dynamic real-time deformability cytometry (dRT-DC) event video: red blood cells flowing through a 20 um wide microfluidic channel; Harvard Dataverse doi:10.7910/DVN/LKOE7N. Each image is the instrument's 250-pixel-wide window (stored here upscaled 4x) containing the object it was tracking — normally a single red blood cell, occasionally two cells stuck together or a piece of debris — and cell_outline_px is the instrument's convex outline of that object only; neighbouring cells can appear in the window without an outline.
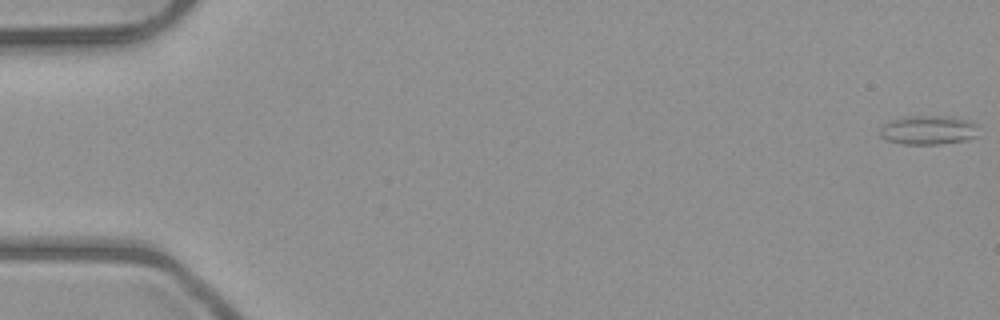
{"species": "common noctule bat (a hibernating species)", "species_latin": "Nyctalus noctula", "temperature_condition": "room temperature", "stored_images_in_passage": 3, "camera_frame_rate_fps": 3000, "um_per_image_px": 0.085, "animal": {"sex": "male", "body_mass_g": 23.1, "forearm_length_mm": 52.7}, "frame": {"image": 1, "passage_image": 1, "time_ms": 0.0, "image_size_px": [1000, 320], "cell_outline_px": [[976, 136], [968, 140], [940, 144], [904, 144], [888, 140], [880, 136], [880, 128], [888, 120], [904, 116], [944, 116], [972, 120], [976, 124]], "centroid_in_image_um": [78.89, 11.04], "position_along_channel_um": 6.1, "area_um2": 16.82}}